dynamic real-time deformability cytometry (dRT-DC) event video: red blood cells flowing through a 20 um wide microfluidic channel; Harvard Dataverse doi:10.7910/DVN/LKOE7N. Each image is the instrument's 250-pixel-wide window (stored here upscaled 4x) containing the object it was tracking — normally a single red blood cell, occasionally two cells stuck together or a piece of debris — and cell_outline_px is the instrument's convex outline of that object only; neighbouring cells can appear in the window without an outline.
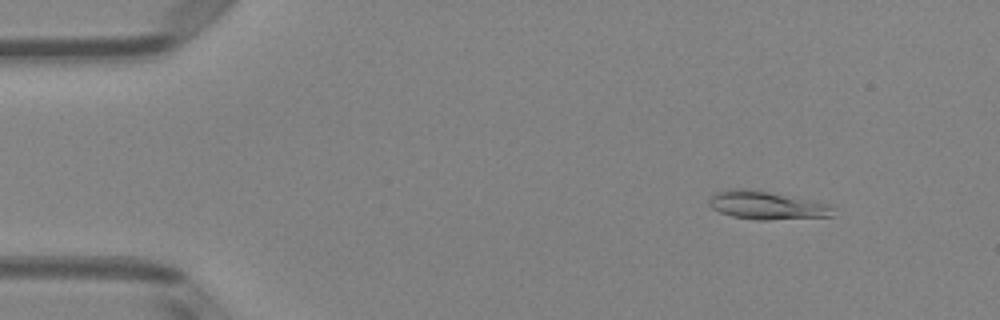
{"species": "Egyptian fruit bat (a non-hibernating species)", "species_latin": "Rousettus aegyptiacus", "temperature_condition": "room temperature", "stored_images_in_passage": 51, "camera_frame_rate_fps": 3000, "um_per_image_px": 0.085, "animal": {"sex": "female"}, "frame": {"image": 1, "passage_image": 6, "time_ms": 1.667, "image_size_px": [1000, 320], "cell_outline_px": [[832, 216], [768, 220], [756, 220], [732, 216], [720, 212], [712, 208], [708, 204], [708, 200], [716, 192], [728, 188], [744, 188], [768, 192], [812, 200], [832, 204]], "centroid_in_image_um": [65.14, 17.45], "position_along_channel_um": 19.9, "area_um2": 20.35}}
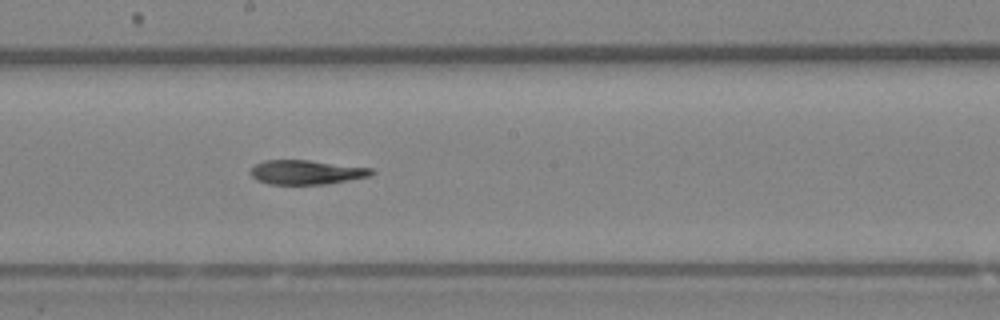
{"frame": {"image": 2, "passage_image": 28, "time_ms": 9.0, "image_size_px": [1000, 320], "cell_outline_px": [[376, 172], [372, 176], [328, 184], [268, 184], [256, 180], [248, 172], [256, 164], [264, 160], [308, 160], [372, 168]], "centroid_in_image_um": [26.06, 14.64], "position_along_channel_um": 222.1, "area_um2": 17.28}}
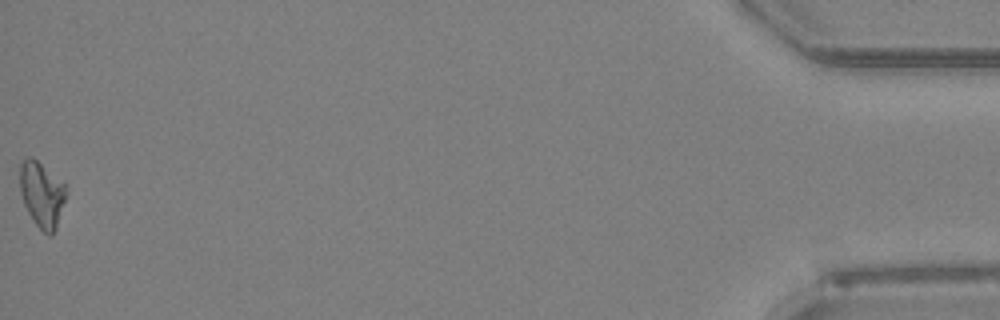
{"frame": {"image": 3, "passage_image": 51, "time_ms": 16.667, "image_size_px": [1000, 320], "cell_outline_px": [[64, 200], [56, 228], [52, 236], [48, 236], [36, 224], [28, 212], [24, 204], [20, 192], [20, 164], [28, 156], [32, 156], [64, 184]], "centroid_in_image_um": [3.52, 16.53], "position_along_channel_um": 431.7, "area_um2": 17.11}}